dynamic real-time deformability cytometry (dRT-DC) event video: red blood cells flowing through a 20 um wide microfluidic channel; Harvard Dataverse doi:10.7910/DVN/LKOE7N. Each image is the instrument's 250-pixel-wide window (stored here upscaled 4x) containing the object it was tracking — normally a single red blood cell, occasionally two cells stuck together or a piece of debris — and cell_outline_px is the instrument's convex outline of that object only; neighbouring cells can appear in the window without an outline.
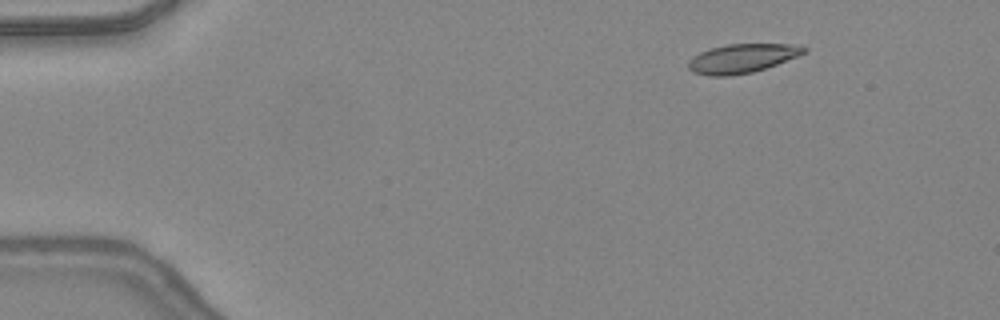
{"species": "common noctule bat (a hibernating species)", "species_latin": "Nyctalus noctula", "temperature_condition": "warm", "stored_images_in_passage": 13, "camera_frame_rate_fps": 3000, "um_per_image_px": 0.085, "animal": {"sex": "female", "body_mass_g": 24.6, "forearm_length_mm": 56.2}, "frame": {"image": 1, "passage_image": 7, "time_ms": 2.0, "image_size_px": [1000, 320], "cell_outline_px": [[808, 48], [804, 52], [796, 56], [776, 64], [752, 72], [728, 76], [708, 76], [692, 72], [688, 68], [688, 60], [692, 56], [708, 48], [728, 44], [792, 44]], "centroid_in_image_um": [62.99, 4.96], "position_along_channel_um": 22.0, "area_um2": 19.42}}